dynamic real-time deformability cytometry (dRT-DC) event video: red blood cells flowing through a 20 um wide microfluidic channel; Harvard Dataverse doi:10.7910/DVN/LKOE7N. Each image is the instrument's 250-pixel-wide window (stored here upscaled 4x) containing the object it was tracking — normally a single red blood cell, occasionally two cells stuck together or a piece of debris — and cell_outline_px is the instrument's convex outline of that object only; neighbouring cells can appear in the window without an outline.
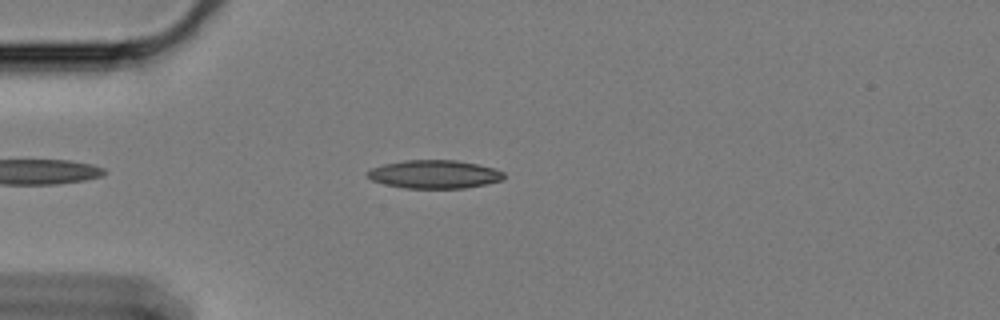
{"species": "Egyptian fruit bat (a non-hibernating species)", "species_latin": "Rousettus aegyptiacus", "temperature_condition": "cold", "stored_images_in_passage": 47, "camera_frame_rate_fps": 3000, "um_per_image_px": 0.085, "animal": {"sex": "female"}, "frame": {"image": 1, "passage_image": 7, "time_ms": 2.0, "image_size_px": [1000, 320], "cell_outline_px": [[504, 176], [500, 180], [484, 184], [464, 188], [404, 188], [384, 184], [372, 180], [364, 172], [372, 168], [384, 164], [404, 160], [456, 160], [476, 164], [492, 168], [504, 172]], "centroid_in_image_um": [36.87, 14.81], "position_along_channel_um": 48.1, "area_um2": 22.31}}
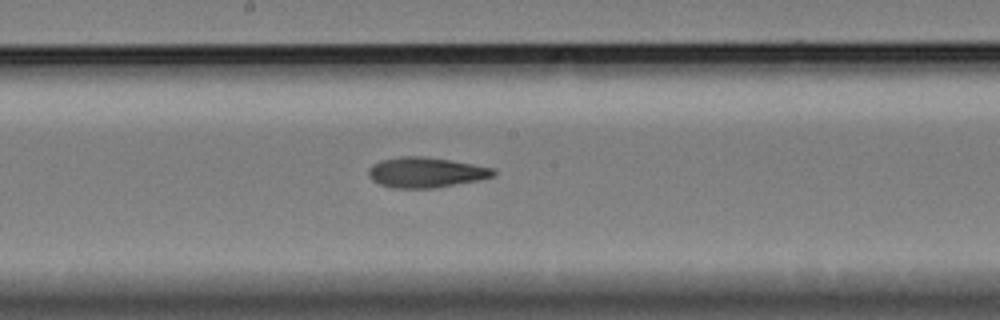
{"frame": {"image": 2, "passage_image": 23, "time_ms": 7.333, "image_size_px": [1000, 320], "cell_outline_px": [[496, 172], [492, 176], [480, 180], [436, 188], [392, 188], [380, 184], [372, 180], [368, 176], [368, 168], [372, 164], [380, 160], [400, 156], [424, 156], [496, 168]], "centroid_in_image_um": [36.17, 14.65], "position_along_channel_um": 212.0, "area_um2": 22.2}}
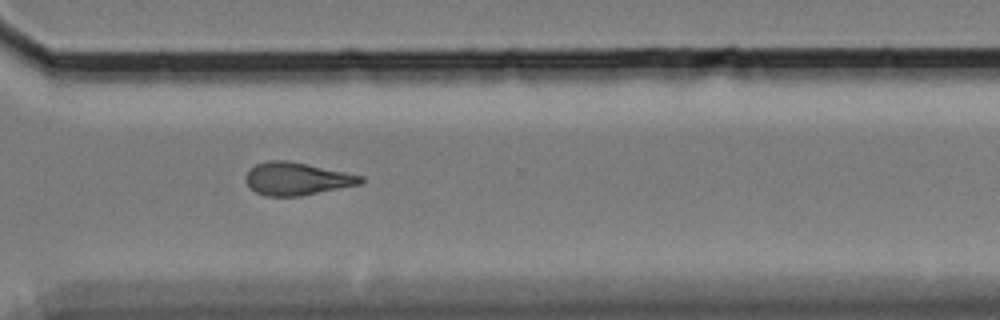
{"frame": {"image": 3, "passage_image": 35, "time_ms": 11.333, "image_size_px": [1000, 320], "cell_outline_px": [[364, 180], [360, 184], [300, 196], [264, 196], [256, 192], [244, 180], [244, 176], [256, 164], [268, 160], [288, 160], [364, 176]], "centroid_in_image_um": [25.21, 15.19], "position_along_channel_um": 345.4, "area_um2": 21.79}, "authors_computed_cell_mechanics": {"area_um2": 21.7906, "velocity_mm_per_s": 3.3455, "shape_relaxation_time_tau1_ms": null, "shape_relaxation_time_tau2_ms": 6.4954, "deformation_change_tau1": null, "deformation_change_tau2": 0.143}}